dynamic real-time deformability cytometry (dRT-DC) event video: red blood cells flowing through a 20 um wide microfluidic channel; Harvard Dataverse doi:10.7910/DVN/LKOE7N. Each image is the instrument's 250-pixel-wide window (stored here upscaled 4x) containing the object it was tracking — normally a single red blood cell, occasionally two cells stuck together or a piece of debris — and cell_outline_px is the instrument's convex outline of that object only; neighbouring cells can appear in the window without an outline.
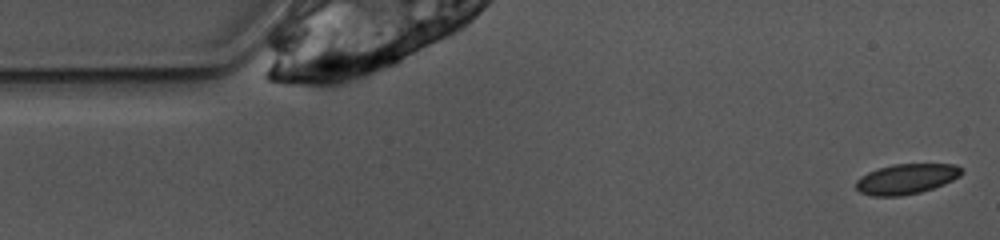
{"species": "common noctule bat (a hibernating species)", "species_latin": "Nyctalus noctula", "temperature_condition": "warm", "stored_images_in_passage": 7, "camera_frame_rate_fps": 3000, "um_per_image_px": 0.085, "animal": {"sex": "female", "body_mass_g": 10.0, "forearm_length_mm": 53.1}, "frame": {"image": 1, "passage_image": 1, "time_ms": 0.0, "image_size_px": [1000, 240], "cell_outline_px": [[964, 172], [960, 176], [944, 184], [920, 192], [900, 196], [872, 196], [860, 192], [856, 188], [856, 180], [860, 176], [868, 172], [892, 164], [956, 164], [964, 168]], "centroid_in_image_um": [77.06, 15.2], "position_along_channel_um": 7.9, "area_um2": 18.67}}